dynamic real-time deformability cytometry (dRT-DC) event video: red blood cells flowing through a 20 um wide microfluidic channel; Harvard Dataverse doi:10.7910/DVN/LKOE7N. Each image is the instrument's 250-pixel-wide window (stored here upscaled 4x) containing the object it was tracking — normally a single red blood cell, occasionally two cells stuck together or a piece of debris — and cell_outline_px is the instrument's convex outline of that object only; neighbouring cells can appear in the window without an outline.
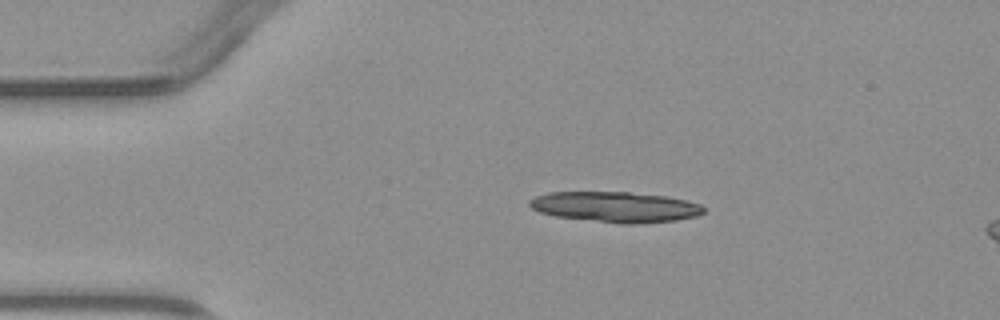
{"species": "common noctule bat (a hibernating species)", "species_latin": "Nyctalus noctula", "temperature_condition": "warm", "stored_images_in_passage": 2, "camera_frame_rate_fps": 3000, "um_per_image_px": 0.085, "animal": {"sex": "male", "body_mass_g": 23.1, "forearm_length_mm": 52.7}, "frame": {"image": 1, "passage_image": 1, "time_ms": 0.0, "image_size_px": [1000, 320], "cell_outline_px": [[704, 212], [696, 216], [676, 220], [640, 224], [620, 224], [556, 216], [540, 212], [532, 208], [528, 204], [528, 200], [536, 196], [548, 192], [628, 192], [664, 196], [684, 200], [700, 204], [704, 208]], "centroid_in_image_um": [52.29, 17.59], "position_along_channel_um": 32.7, "area_um2": 30.92}}